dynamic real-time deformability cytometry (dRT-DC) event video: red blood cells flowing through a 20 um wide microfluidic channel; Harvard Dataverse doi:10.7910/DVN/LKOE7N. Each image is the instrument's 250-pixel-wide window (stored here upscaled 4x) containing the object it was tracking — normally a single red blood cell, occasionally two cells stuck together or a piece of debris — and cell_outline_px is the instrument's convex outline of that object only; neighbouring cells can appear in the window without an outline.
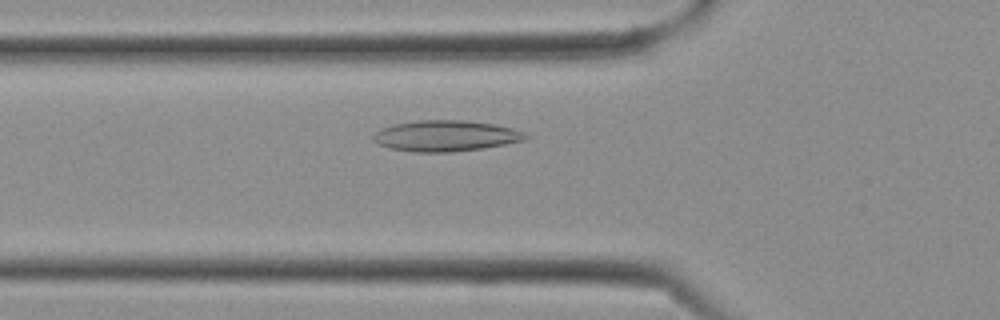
{"species": "Egyptian fruit bat (a non-hibernating species)", "species_latin": "Rousettus aegyptiacus", "temperature_condition": "cold", "stored_images_in_passage": 24, "camera_frame_rate_fps": 3000, "um_per_image_px": 0.085, "frame": {"image": 1, "passage_image": 4, "time_ms": 1.0, "image_size_px": [1000, 320], "cell_outline_px": [[528, 136], [524, 140], [484, 148], [452, 152], [412, 152], [388, 148], [372, 140], [372, 136], [380, 128], [392, 124], [416, 120], [464, 120], [496, 124], [512, 128], [524, 132]], "centroid_in_image_um": [37.85, 11.54], "position_along_channel_um": 88.0, "area_um2": 27.63}}
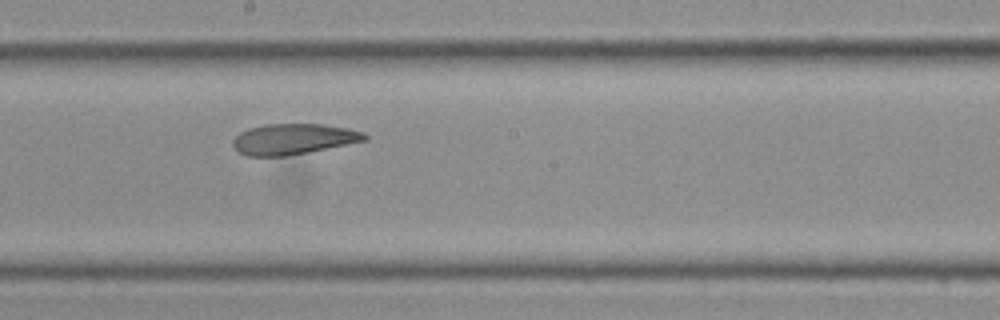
{"frame": {"image": 2, "passage_image": 10, "time_ms": 3.0, "image_size_px": [1000, 320], "cell_outline_px": [[368, 140], [308, 152], [284, 156], [248, 156], [240, 152], [232, 144], [232, 140], [240, 132], [248, 128], [264, 124], [320, 124], [348, 128], [364, 132], [368, 136]], "centroid_in_image_um": [24.95, 11.81], "position_along_channel_um": 223.3, "area_um2": 23.52}}
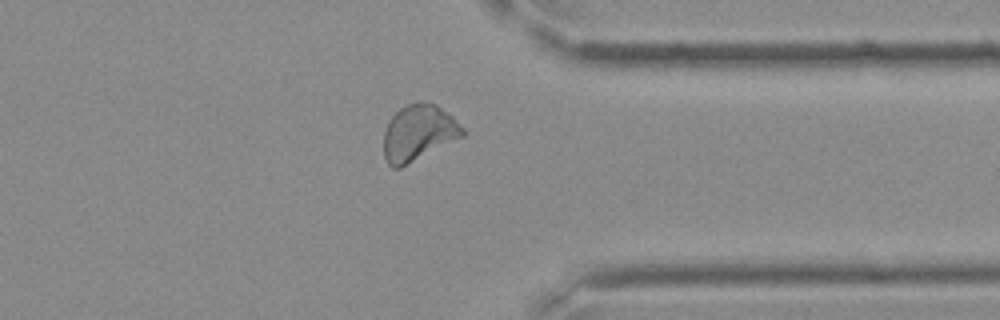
{"frame": {"image": 3, "passage_image": 17, "time_ms": 5.333, "image_size_px": [1000, 320], "cell_outline_px": [[464, 136], [400, 168], [392, 168], [388, 164], [384, 156], [384, 132], [388, 120], [400, 108], [408, 104], [420, 100], [436, 104], [452, 116], [464, 128]], "centroid_in_image_um": [35.57, 11.28], "position_along_channel_um": 375.8, "area_um2": 25.84}}